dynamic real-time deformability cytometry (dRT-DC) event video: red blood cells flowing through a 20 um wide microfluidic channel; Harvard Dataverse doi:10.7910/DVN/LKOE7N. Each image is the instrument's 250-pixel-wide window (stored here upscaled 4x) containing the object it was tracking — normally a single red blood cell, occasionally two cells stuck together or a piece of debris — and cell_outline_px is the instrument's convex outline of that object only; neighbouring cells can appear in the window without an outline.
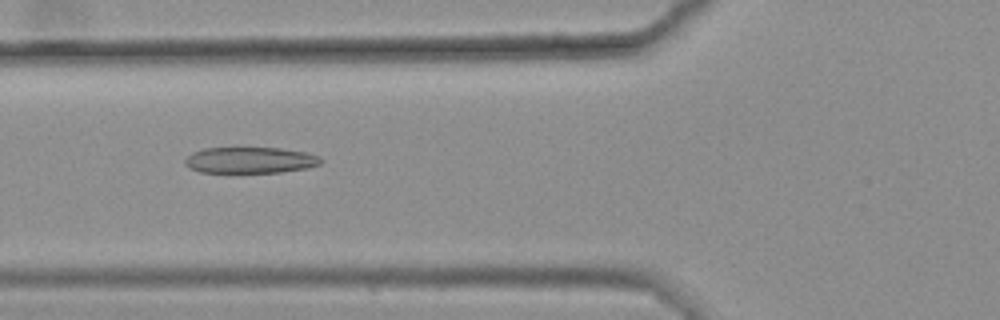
{"species": "common noctule bat (a hibernating species)", "species_latin": "Nyctalus noctula", "temperature_condition": "warm", "stored_images_in_passage": 7, "camera_frame_rate_fps": 3000, "um_per_image_px": 0.085, "animal": {"sex": "female", "body_mass_g": 25.1}, "frame": {"image": 1, "passage_image": 6, "time_ms": 1.667, "image_size_px": [1000, 320], "cell_outline_px": [[324, 160], [320, 164], [308, 168], [280, 172], [228, 176], [200, 172], [188, 168], [184, 164], [184, 160], [192, 152], [204, 148], [280, 148], [304, 152], [320, 156]], "centroid_in_image_um": [21.2, 13.67], "position_along_channel_um": 104.6, "area_um2": 21.91}}
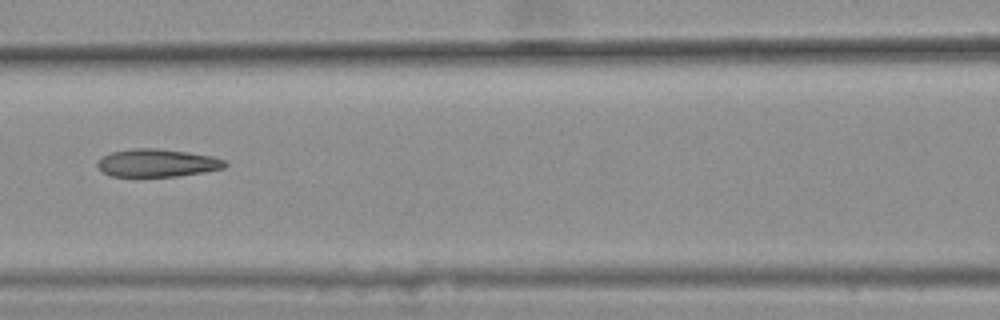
{"frame": {"image": 2, "passage_image": 7, "time_ms": 2.0, "image_size_px": [1000, 320], "cell_outline_px": [[228, 164], [224, 168], [204, 172], [180, 176], [112, 176], [104, 172], [96, 164], [104, 156], [112, 152], [136, 148], [156, 148], [188, 152], [212, 156], [224, 160]], "centroid_in_image_um": [13.41, 13.85], "position_along_channel_um": 153.2, "area_um2": 20.46}}